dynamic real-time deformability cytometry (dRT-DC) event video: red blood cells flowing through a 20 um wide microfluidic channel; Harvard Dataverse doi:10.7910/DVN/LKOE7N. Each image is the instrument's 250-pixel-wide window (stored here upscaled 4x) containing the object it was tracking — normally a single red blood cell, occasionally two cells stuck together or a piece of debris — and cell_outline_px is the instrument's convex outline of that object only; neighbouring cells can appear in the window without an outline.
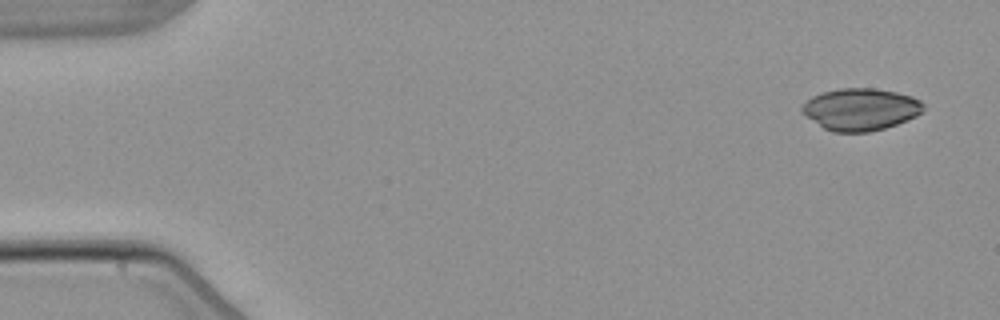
{"species": "common noctule bat (a hibernating species)", "species_latin": "Nyctalus noctula", "temperature_condition": "warm", "stored_images_in_passage": 4, "camera_frame_rate_fps": 3000, "um_per_image_px": 0.085, "animal": {"sex": "male", "body_mass_g": 21.5, "forearm_length_mm": 52.0}, "frame": {"image": 1, "passage_image": 1, "time_ms": 0.0, "image_size_px": [1000, 320], "cell_outline_px": [[924, 108], [916, 116], [896, 124], [884, 128], [868, 132], [832, 132], [824, 128], [800, 112], [800, 108], [812, 96], [824, 92], [840, 88], [876, 88], [896, 92], [912, 96], [920, 100], [924, 104]], "centroid_in_image_um": [73.14, 9.29], "position_along_channel_um": 11.9, "area_um2": 29.65}}
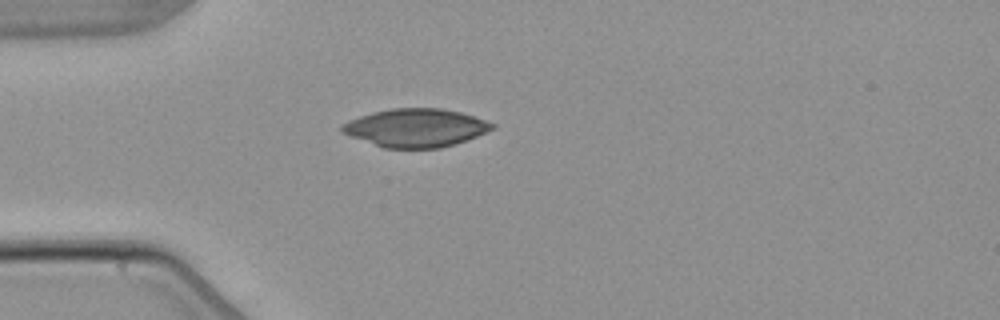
{"frame": {"image": 2, "passage_image": 4, "time_ms": 4.0, "image_size_px": [1000, 320], "cell_outline_px": [[496, 128], [456, 144], [440, 148], [384, 148], [348, 136], [340, 132], [340, 124], [348, 120], [372, 112], [392, 108], [440, 108], [460, 112], [496, 124]], "centroid_in_image_um": [35.29, 10.87], "position_along_channel_um": 49.7, "area_um2": 33.64}}